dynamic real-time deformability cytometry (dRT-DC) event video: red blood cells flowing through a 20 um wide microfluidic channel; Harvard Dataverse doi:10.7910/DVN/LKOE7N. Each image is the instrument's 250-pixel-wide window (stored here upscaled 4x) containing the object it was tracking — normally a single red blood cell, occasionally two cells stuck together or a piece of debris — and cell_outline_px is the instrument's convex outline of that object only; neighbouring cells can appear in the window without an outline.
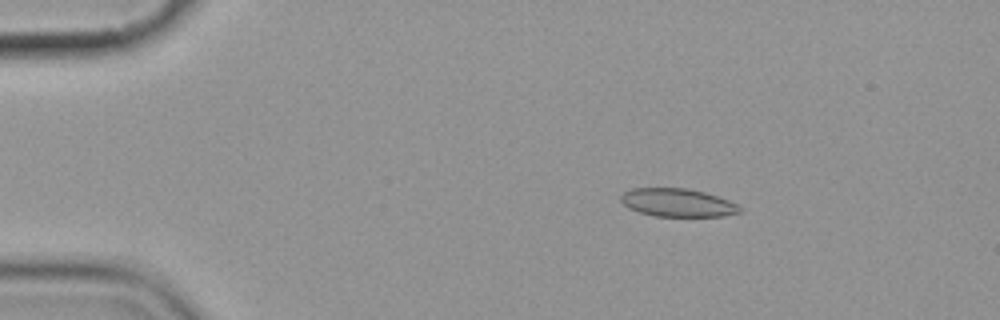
{"species": "common noctule bat (a hibernating species)", "species_latin": "Nyctalus noctula", "temperature_condition": "cold", "stored_images_in_passage": 6, "camera_frame_rate_fps": 3000, "um_per_image_px": 0.085, "animal": {"sex": "female", "body_mass_g": 19.9}, "frame": {"image": 1, "passage_image": 3, "time_ms": 2.333, "image_size_px": [1000, 320], "cell_outline_px": [[744, 212], [724, 216], [652, 216], [628, 208], [620, 200], [620, 196], [624, 192], [632, 188], [684, 188], [704, 192], [728, 200], [736, 204]], "centroid_in_image_um": [57.58, 17.23], "position_along_channel_um": 27.4, "area_um2": 19.48}}
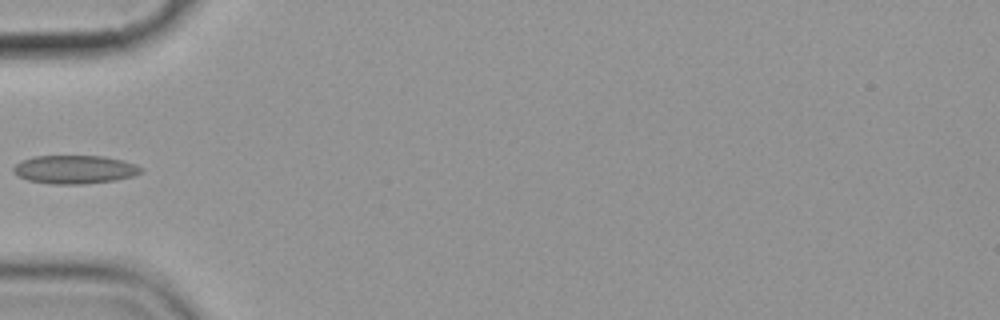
{"frame": {"image": 2, "passage_image": 5, "time_ms": 5.667, "image_size_px": [1000, 320], "cell_outline_px": [[144, 172], [132, 176], [116, 180], [84, 184], [52, 184], [28, 180], [12, 172], [12, 168], [20, 160], [32, 156], [104, 156], [136, 164], [144, 168]], "centroid_in_image_um": [6.35, 14.4], "position_along_channel_um": 78.6, "area_um2": 21.27}}
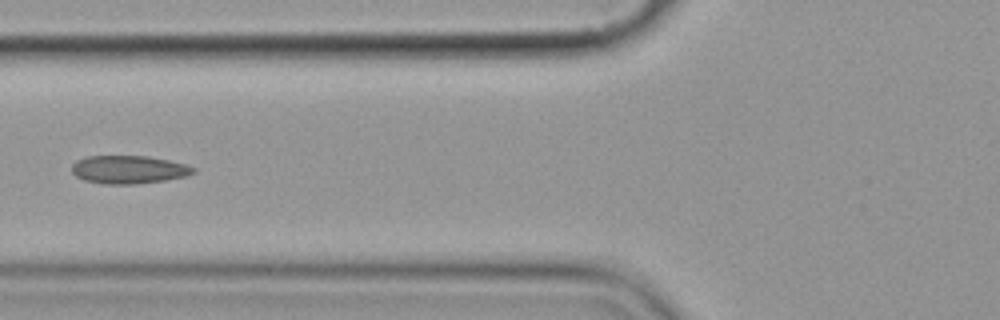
{"frame": {"image": 3, "passage_image": 6, "time_ms": 6.667, "image_size_px": [1000, 320], "cell_outline_px": [[196, 172], [188, 176], [164, 180], [136, 184], [104, 184], [84, 180], [76, 176], [72, 172], [72, 164], [76, 160], [88, 156], [148, 156], [168, 160], [184, 164], [196, 168]], "centroid_in_image_um": [10.94, 14.41], "position_along_channel_um": 114.9, "area_um2": 19.94}}